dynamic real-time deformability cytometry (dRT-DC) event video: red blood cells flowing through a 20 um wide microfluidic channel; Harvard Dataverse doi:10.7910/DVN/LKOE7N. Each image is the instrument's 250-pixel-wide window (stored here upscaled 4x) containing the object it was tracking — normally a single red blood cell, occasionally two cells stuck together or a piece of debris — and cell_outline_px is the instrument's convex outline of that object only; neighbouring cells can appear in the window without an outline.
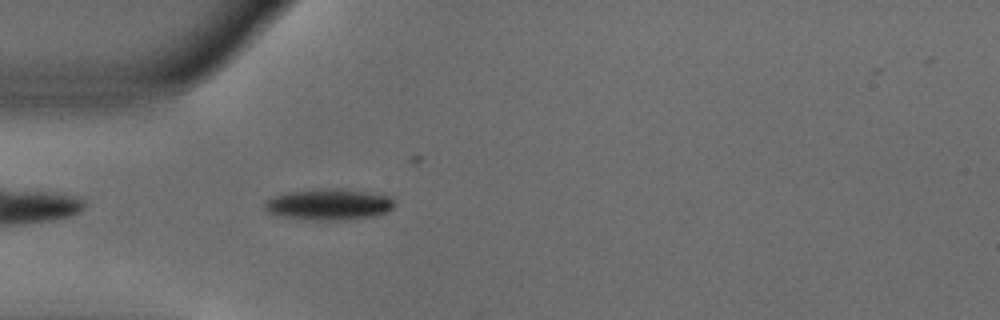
{"species": "common noctule bat (a hibernating species)", "species_latin": "Nyctalus noctula", "temperature_condition": "warm", "stored_images_in_passage": 21, "camera_frame_rate_fps": 3000, "um_per_image_px": 0.085, "animal": {"sex": "male", "body_mass_g": 18.8}, "frame": {"image": 1, "passage_image": 3, "time_ms": 0.667, "image_size_px": [1000, 320], "cell_outline_px": [[392, 208], [384, 212], [372, 216], [284, 216], [268, 212], [264, 208], [264, 204], [272, 196], [288, 192], [336, 188], [340, 188], [388, 196], [392, 200]], "centroid_in_image_um": [27.91, 17.29], "position_along_channel_um": 57.1, "area_um2": 21.21}}
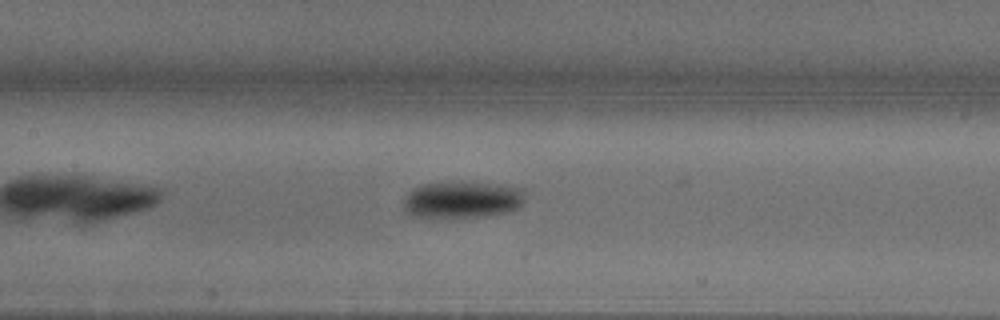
{"frame": {"image": 2, "passage_image": 12, "time_ms": 3.667, "image_size_px": [1000, 320], "cell_outline_px": [[524, 200], [516, 208], [508, 212], [488, 216], [440, 220], [428, 220], [412, 216], [404, 208], [404, 196], [412, 188], [420, 184], [452, 180], [460, 180], [500, 184], [520, 188], [524, 192]], "centroid_in_image_um": [39.2, 16.98], "position_along_channel_um": 168.2, "area_um2": 27.69}}
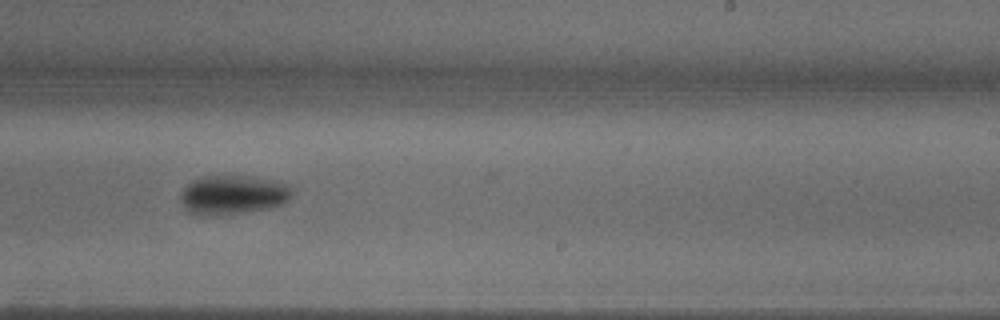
{"frame": {"image": 3, "passage_image": 20, "time_ms": 6.333, "image_size_px": [1000, 320], "cell_outline_px": [[292, 196], [284, 204], [268, 208], [244, 212], [200, 216], [192, 212], [180, 200], [180, 192], [192, 180], [200, 176], [248, 176], [276, 180], [292, 184]], "centroid_in_image_um": [19.86, 16.53], "position_along_channel_um": 269.1, "area_um2": 25.55}}